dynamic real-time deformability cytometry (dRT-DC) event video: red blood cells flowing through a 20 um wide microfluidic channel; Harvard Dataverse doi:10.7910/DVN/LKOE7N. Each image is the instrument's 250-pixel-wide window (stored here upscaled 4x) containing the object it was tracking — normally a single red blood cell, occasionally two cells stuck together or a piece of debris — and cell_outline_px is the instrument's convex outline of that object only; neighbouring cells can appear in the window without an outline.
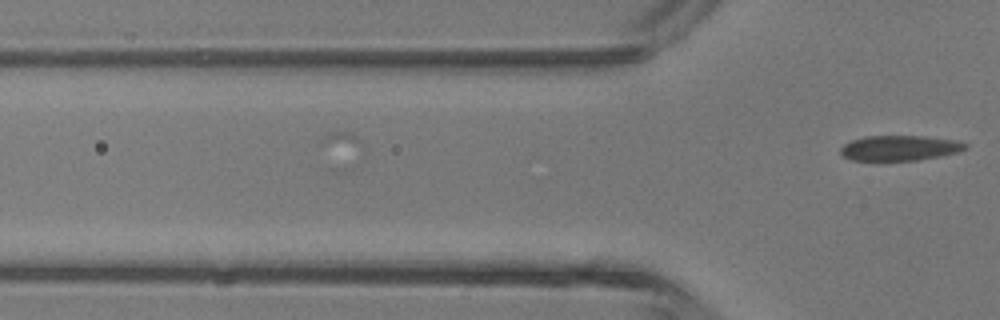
{"species": "common noctule bat (a hibernating species)", "species_latin": "Nyctalus noctula", "temperature_condition": "room temperature", "stored_images_in_passage": 3, "camera_frame_rate_fps": 3000, "um_per_image_px": 0.085, "animal": {"sex": "male", "body_mass_g": 13.3}, "frame": {"image": 1, "passage_image": 3, "time_ms": 2.333, "image_size_px": [1000, 320], "cell_outline_px": [[968, 148], [956, 152], [916, 160], [852, 160], [844, 156], [840, 152], [840, 148], [844, 144], [852, 140], [864, 136], [920, 136], [956, 140], [968, 144]], "centroid_in_image_um": [76.45, 12.57], "position_along_channel_um": 49.4, "area_um2": 18.03}}